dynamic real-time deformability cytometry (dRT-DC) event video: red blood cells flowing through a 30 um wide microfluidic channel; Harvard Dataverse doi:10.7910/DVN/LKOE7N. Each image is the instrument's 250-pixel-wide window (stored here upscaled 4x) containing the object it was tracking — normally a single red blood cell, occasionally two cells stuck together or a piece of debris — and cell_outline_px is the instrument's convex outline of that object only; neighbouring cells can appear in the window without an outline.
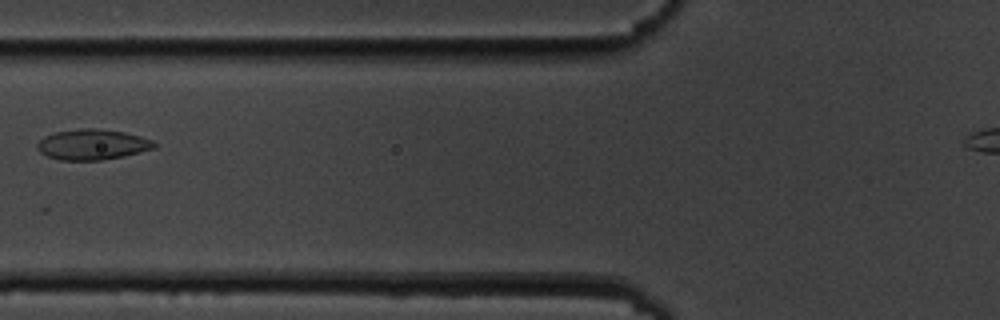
{"species": "common noctule bat (a hibernating species)", "species_latin": "Nyctalus noctula", "temperature_condition": "cold", "stored_images_in_passage": 8, "camera_frame_rate_fps": 3000, "um_per_image_px": 0.085, "animal": {"sex": "male", "body_mass_g": 19.5, "forearm_length_mm": 54.6}, "frame": {"image": 1, "passage_image": 3, "time_ms": 2.333, "image_size_px": [1000, 320], "cell_outline_px": [[156, 148], [124, 156], [100, 160], [60, 160], [48, 156], [40, 152], [36, 148], [36, 144], [44, 136], [56, 132], [80, 128], [96, 128], [124, 132], [140, 136], [152, 140], [156, 144]], "centroid_in_image_um": [7.85, 12.28], "position_along_channel_um": 118.0, "area_um2": 20.81}}
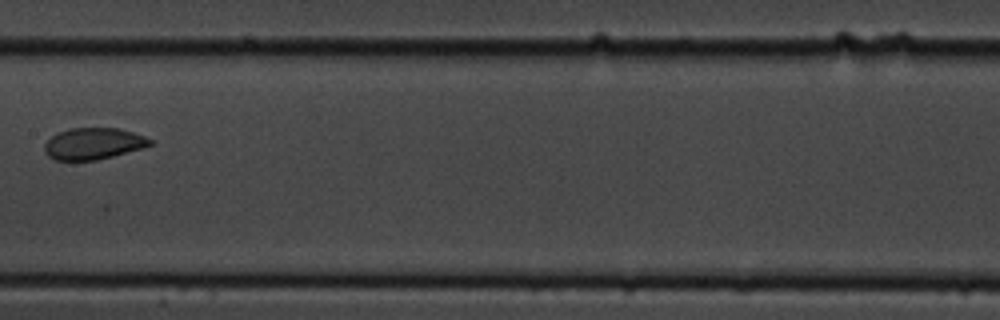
{"frame": {"image": 2, "passage_image": 5, "time_ms": 4.667, "image_size_px": [1000, 320], "cell_outline_px": [[152, 144], [144, 148], [96, 160], [56, 160], [48, 156], [44, 152], [44, 144], [56, 132], [68, 128], [120, 128], [144, 136], [152, 140]], "centroid_in_image_um": [7.92, 12.2], "position_along_channel_um": 199.5, "area_um2": 19.48}}
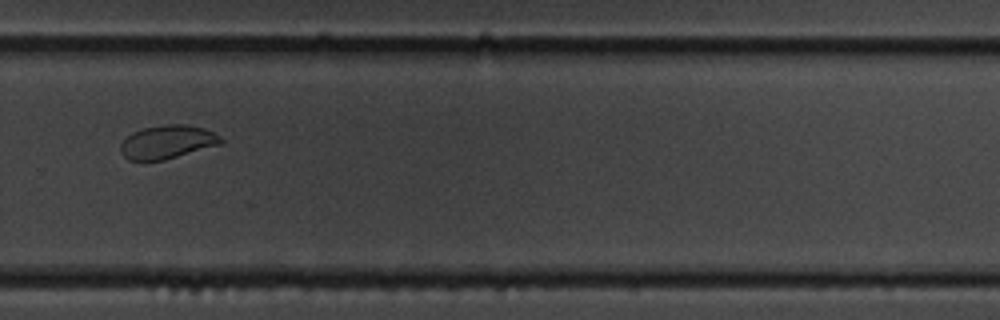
{"frame": {"image": 3, "passage_image": 8, "time_ms": 8.0, "image_size_px": [1000, 320], "cell_outline_px": [[224, 144], [164, 160], [144, 164], [128, 160], [120, 152], [120, 144], [132, 132], [144, 128], [168, 124], [184, 124], [204, 128], [220, 136], [224, 140]], "centroid_in_image_um": [14.21, 12.12], "position_along_channel_um": 315.6, "area_um2": 20.17}}